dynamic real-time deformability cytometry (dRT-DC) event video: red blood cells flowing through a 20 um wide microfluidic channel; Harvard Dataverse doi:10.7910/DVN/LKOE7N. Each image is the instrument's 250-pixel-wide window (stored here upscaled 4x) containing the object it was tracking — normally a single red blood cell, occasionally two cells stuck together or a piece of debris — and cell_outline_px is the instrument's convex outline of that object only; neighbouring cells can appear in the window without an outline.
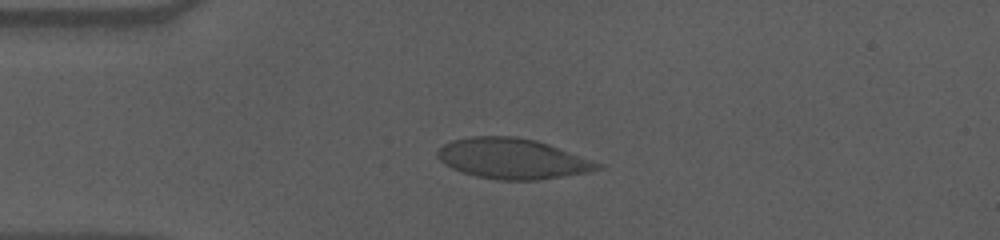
{"species": "human", "species_latin": "Homo sapiens", "temperature_condition": "cold", "stored_images_in_passage": 49, "camera_frame_rate_fps": 3000, "um_per_image_px": 0.085, "donor": {"sex": "male"}, "frame": {"image": 1, "passage_image": 13, "time_ms": 4.0, "image_size_px": [1000, 240], "cell_outline_px": [[604, 168], [588, 172], [564, 176], [536, 180], [500, 180], [476, 176], [460, 172], [444, 164], [436, 156], [436, 152], [444, 144], [452, 140], [472, 136], [516, 136], [536, 140], [548, 144], [604, 164]], "centroid_in_image_um": [43.56, 13.48], "position_along_channel_um": 41.4, "area_um2": 37.8}}
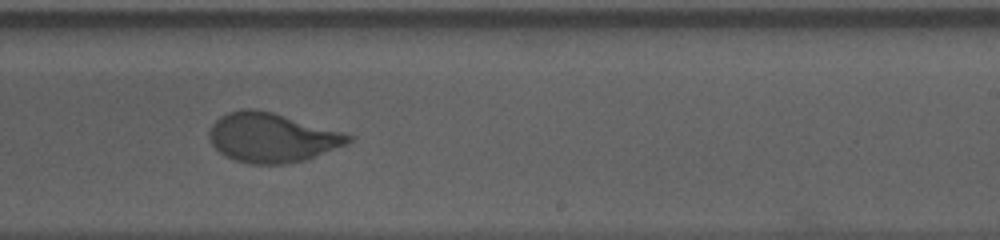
{"frame": {"image": 2, "passage_image": 34, "time_ms": 11.0, "image_size_px": [1000, 240], "cell_outline_px": [[352, 140], [348, 144], [304, 160], [284, 164], [252, 164], [232, 160], [220, 152], [212, 144], [208, 132], [212, 124], [220, 116], [228, 112], [244, 108], [256, 108], [272, 112], [344, 132], [352, 136]], "centroid_in_image_um": [23.1, 11.69], "position_along_channel_um": 265.9, "area_um2": 40.0}}
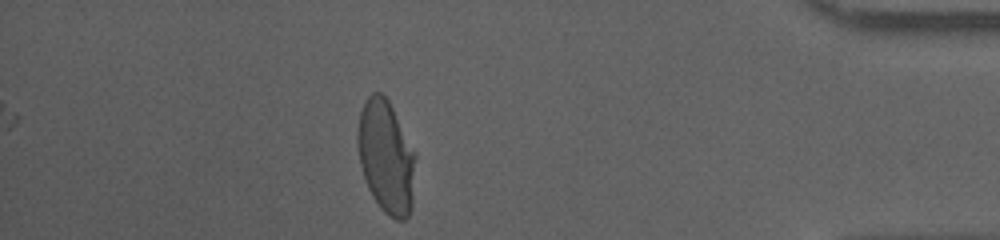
{"frame": {"image": 3, "passage_image": 49, "time_ms": 16.0, "image_size_px": [1000, 240], "cell_outline_px": [[416, 156], [412, 208], [408, 216], [404, 220], [396, 220], [388, 216], [380, 208], [372, 196], [364, 180], [360, 164], [356, 144], [356, 132], [360, 112], [364, 100], [372, 92], [380, 92], [388, 100], [416, 152]], "centroid_in_image_um": [32.81, 13.34], "position_along_channel_um": 402.4, "area_um2": 38.73}, "authors_computed_cell_mechanics": {"area_um2": 39.6508, "velocity_mm_per_s": 3.5815, "shape_relaxation_time_tau1_ms": 7.6228, "shape_relaxation_time_tau2_ms": null, "deformation_change_tau1": 0.2315, "deformation_change_tau2": null}}